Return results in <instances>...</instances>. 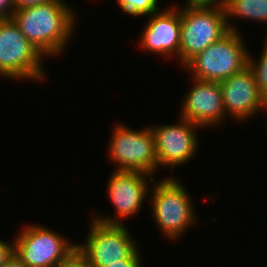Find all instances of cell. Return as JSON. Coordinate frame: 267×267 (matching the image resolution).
<instances>
[{"label": "cell", "instance_id": "17", "mask_svg": "<svg viewBox=\"0 0 267 267\" xmlns=\"http://www.w3.org/2000/svg\"><path fill=\"white\" fill-rule=\"evenodd\" d=\"M56 267H93L89 260L76 247L58 266Z\"/></svg>", "mask_w": 267, "mask_h": 267}, {"label": "cell", "instance_id": "12", "mask_svg": "<svg viewBox=\"0 0 267 267\" xmlns=\"http://www.w3.org/2000/svg\"><path fill=\"white\" fill-rule=\"evenodd\" d=\"M188 94L182 101L180 117L199 125L201 128L222 123L225 117L222 91L219 82L192 79Z\"/></svg>", "mask_w": 267, "mask_h": 267}, {"label": "cell", "instance_id": "9", "mask_svg": "<svg viewBox=\"0 0 267 267\" xmlns=\"http://www.w3.org/2000/svg\"><path fill=\"white\" fill-rule=\"evenodd\" d=\"M150 176L152 175L139 171L115 170L108 179L107 194L117 214L115 217L106 215L93 218L106 224H124L121 221L123 218H130L141 210L143 201L151 189L147 186V179L154 180Z\"/></svg>", "mask_w": 267, "mask_h": 267}, {"label": "cell", "instance_id": "3", "mask_svg": "<svg viewBox=\"0 0 267 267\" xmlns=\"http://www.w3.org/2000/svg\"><path fill=\"white\" fill-rule=\"evenodd\" d=\"M42 57L12 18L0 20V76L43 81L47 75Z\"/></svg>", "mask_w": 267, "mask_h": 267}, {"label": "cell", "instance_id": "23", "mask_svg": "<svg viewBox=\"0 0 267 267\" xmlns=\"http://www.w3.org/2000/svg\"><path fill=\"white\" fill-rule=\"evenodd\" d=\"M1 267H28L19 257L14 253L9 260Z\"/></svg>", "mask_w": 267, "mask_h": 267}, {"label": "cell", "instance_id": "14", "mask_svg": "<svg viewBox=\"0 0 267 267\" xmlns=\"http://www.w3.org/2000/svg\"><path fill=\"white\" fill-rule=\"evenodd\" d=\"M224 10L229 30L239 32L230 24L233 16L267 24V0H225Z\"/></svg>", "mask_w": 267, "mask_h": 267}, {"label": "cell", "instance_id": "19", "mask_svg": "<svg viewBox=\"0 0 267 267\" xmlns=\"http://www.w3.org/2000/svg\"><path fill=\"white\" fill-rule=\"evenodd\" d=\"M14 254V244L0 240V267Z\"/></svg>", "mask_w": 267, "mask_h": 267}, {"label": "cell", "instance_id": "24", "mask_svg": "<svg viewBox=\"0 0 267 267\" xmlns=\"http://www.w3.org/2000/svg\"><path fill=\"white\" fill-rule=\"evenodd\" d=\"M262 111H267V100H266V103H265L264 108H263ZM266 114H267V112H266Z\"/></svg>", "mask_w": 267, "mask_h": 267}, {"label": "cell", "instance_id": "21", "mask_svg": "<svg viewBox=\"0 0 267 267\" xmlns=\"http://www.w3.org/2000/svg\"><path fill=\"white\" fill-rule=\"evenodd\" d=\"M50 0H13L15 10H19L22 8L33 7L36 5L44 4L49 2Z\"/></svg>", "mask_w": 267, "mask_h": 267}, {"label": "cell", "instance_id": "5", "mask_svg": "<svg viewBox=\"0 0 267 267\" xmlns=\"http://www.w3.org/2000/svg\"><path fill=\"white\" fill-rule=\"evenodd\" d=\"M228 31L224 7L182 8L179 48L182 66Z\"/></svg>", "mask_w": 267, "mask_h": 267}, {"label": "cell", "instance_id": "1", "mask_svg": "<svg viewBox=\"0 0 267 267\" xmlns=\"http://www.w3.org/2000/svg\"><path fill=\"white\" fill-rule=\"evenodd\" d=\"M76 17L65 0H50L15 10L12 15L26 39L45 57L57 56L64 51L75 31Z\"/></svg>", "mask_w": 267, "mask_h": 267}, {"label": "cell", "instance_id": "16", "mask_svg": "<svg viewBox=\"0 0 267 267\" xmlns=\"http://www.w3.org/2000/svg\"><path fill=\"white\" fill-rule=\"evenodd\" d=\"M122 11L131 16H150L159 11L158 0H117Z\"/></svg>", "mask_w": 267, "mask_h": 267}, {"label": "cell", "instance_id": "11", "mask_svg": "<svg viewBox=\"0 0 267 267\" xmlns=\"http://www.w3.org/2000/svg\"><path fill=\"white\" fill-rule=\"evenodd\" d=\"M220 83L222 91L225 115L227 114L237 120H246L263 110L266 103L261 95L255 76L247 66L241 72L233 74Z\"/></svg>", "mask_w": 267, "mask_h": 267}, {"label": "cell", "instance_id": "20", "mask_svg": "<svg viewBox=\"0 0 267 267\" xmlns=\"http://www.w3.org/2000/svg\"><path fill=\"white\" fill-rule=\"evenodd\" d=\"M14 11L13 0H0V20L12 18Z\"/></svg>", "mask_w": 267, "mask_h": 267}, {"label": "cell", "instance_id": "6", "mask_svg": "<svg viewBox=\"0 0 267 267\" xmlns=\"http://www.w3.org/2000/svg\"><path fill=\"white\" fill-rule=\"evenodd\" d=\"M92 221L86 243L77 244V248L93 267H106L121 259H141L138 245L124 224Z\"/></svg>", "mask_w": 267, "mask_h": 267}, {"label": "cell", "instance_id": "18", "mask_svg": "<svg viewBox=\"0 0 267 267\" xmlns=\"http://www.w3.org/2000/svg\"><path fill=\"white\" fill-rule=\"evenodd\" d=\"M181 8H218L224 7L225 0H186Z\"/></svg>", "mask_w": 267, "mask_h": 267}, {"label": "cell", "instance_id": "7", "mask_svg": "<svg viewBox=\"0 0 267 267\" xmlns=\"http://www.w3.org/2000/svg\"><path fill=\"white\" fill-rule=\"evenodd\" d=\"M113 129L108 156L118 166L116 170L139 171L150 175L158 170L151 126L135 131L118 123Z\"/></svg>", "mask_w": 267, "mask_h": 267}, {"label": "cell", "instance_id": "8", "mask_svg": "<svg viewBox=\"0 0 267 267\" xmlns=\"http://www.w3.org/2000/svg\"><path fill=\"white\" fill-rule=\"evenodd\" d=\"M14 240V253L28 267H56L76 247L46 226L29 225L22 228Z\"/></svg>", "mask_w": 267, "mask_h": 267}, {"label": "cell", "instance_id": "4", "mask_svg": "<svg viewBox=\"0 0 267 267\" xmlns=\"http://www.w3.org/2000/svg\"><path fill=\"white\" fill-rule=\"evenodd\" d=\"M154 185L150 196L156 224L166 237L178 239L197 219L190 196L186 188L172 177Z\"/></svg>", "mask_w": 267, "mask_h": 267}, {"label": "cell", "instance_id": "2", "mask_svg": "<svg viewBox=\"0 0 267 267\" xmlns=\"http://www.w3.org/2000/svg\"><path fill=\"white\" fill-rule=\"evenodd\" d=\"M240 32L229 30L207 46L184 66L192 71L193 79L221 82L248 66L249 51Z\"/></svg>", "mask_w": 267, "mask_h": 267}, {"label": "cell", "instance_id": "22", "mask_svg": "<svg viewBox=\"0 0 267 267\" xmlns=\"http://www.w3.org/2000/svg\"><path fill=\"white\" fill-rule=\"evenodd\" d=\"M141 259H121L106 267H142Z\"/></svg>", "mask_w": 267, "mask_h": 267}, {"label": "cell", "instance_id": "15", "mask_svg": "<svg viewBox=\"0 0 267 267\" xmlns=\"http://www.w3.org/2000/svg\"><path fill=\"white\" fill-rule=\"evenodd\" d=\"M263 52L260 55V58L257 61L251 58L249 53L248 55V67L252 70L257 87L261 95L267 100V45L263 46ZM259 61V62H258Z\"/></svg>", "mask_w": 267, "mask_h": 267}, {"label": "cell", "instance_id": "10", "mask_svg": "<svg viewBox=\"0 0 267 267\" xmlns=\"http://www.w3.org/2000/svg\"><path fill=\"white\" fill-rule=\"evenodd\" d=\"M180 121L177 124L159 125L155 128L151 125L158 168L168 166L173 170L176 166L187 163L198 150L196 128L201 127L182 117Z\"/></svg>", "mask_w": 267, "mask_h": 267}, {"label": "cell", "instance_id": "13", "mask_svg": "<svg viewBox=\"0 0 267 267\" xmlns=\"http://www.w3.org/2000/svg\"><path fill=\"white\" fill-rule=\"evenodd\" d=\"M173 7L150 15L139 41L146 52L166 57L175 55L179 59L181 8Z\"/></svg>", "mask_w": 267, "mask_h": 267}]
</instances>
